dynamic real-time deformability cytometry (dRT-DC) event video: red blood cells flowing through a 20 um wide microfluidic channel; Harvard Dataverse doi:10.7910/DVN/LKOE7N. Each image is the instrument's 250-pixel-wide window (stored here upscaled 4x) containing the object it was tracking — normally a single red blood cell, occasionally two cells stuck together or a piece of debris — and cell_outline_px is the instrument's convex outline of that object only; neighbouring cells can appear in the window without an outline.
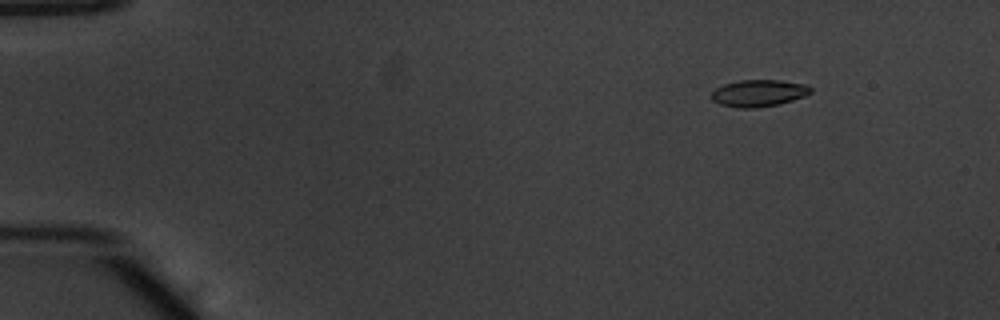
{"species": "common noctule bat (a hibernating species)", "species_latin": "Nyctalus noctula", "temperature_condition": "warm", "stored_images_in_passage": 51, "camera_frame_rate_fps": 3000, "um_per_image_px": 0.085, "animal": {"sex": "male", "body_mass_g": 20.1, "forearm_length_mm": 53.5}, "frame": {"image": 1, "passage_image": 4, "time_ms": 1.0, "image_size_px": [1000, 320], "cell_outline_px": [[812, 92], [804, 96], [792, 100], [776, 104], [756, 108], [736, 108], [720, 104], [712, 100], [712, 92], [716, 88], [724, 84], [740, 80], [776, 80], [808, 84], [812, 88]], "centroid_in_image_um": [64.49, 7.91], "position_along_channel_um": 20.5, "area_um2": 15.49}}
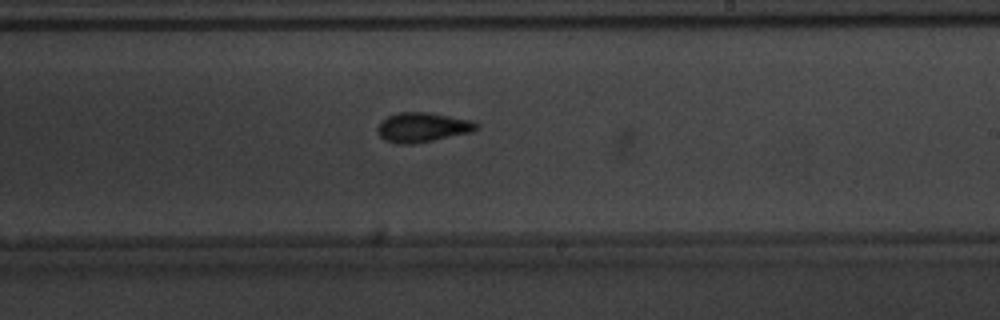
{"frame": {"image": 2, "passage_image": 30, "time_ms": 9.667, "image_size_px": [1000, 320], "cell_outline_px": [[480, 124], [472, 132], [412, 144], [396, 144], [384, 140], [376, 132], [376, 128], [380, 120], [388, 116], [400, 112], [428, 112], [476, 120]], "centroid_in_image_um": [35.9, 10.81], "position_along_channel_um": 253.1, "area_um2": 17.34}}
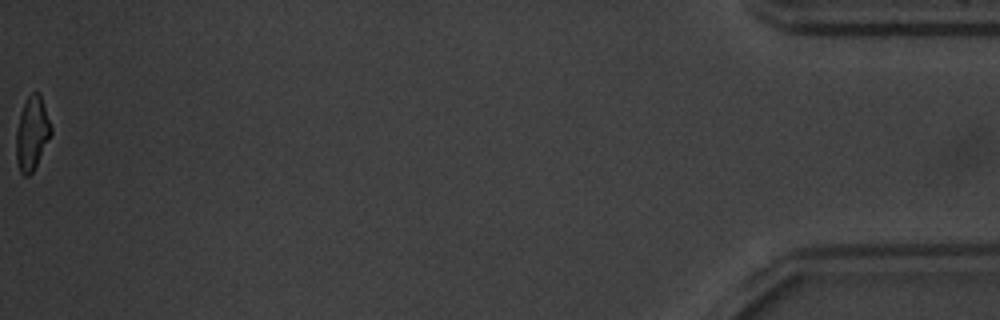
{"frame": {"image": 3, "passage_image": 51, "time_ms": 16.667, "image_size_px": [1000, 320], "cell_outline_px": [[52, 132], [32, 172], [28, 176], [24, 176], [20, 172], [16, 160], [16, 132], [20, 112], [28, 96], [32, 92], [40, 92], [52, 128]], "centroid_in_image_um": [2.71, 11.31], "position_along_channel_um": 432.5, "area_um2": 14.8}, "authors_computed_cell_mechanics": {"area_um2": 16.0106, "velocity_mm_per_s": 3.8579, "shape_relaxation_time_tau1_ms": 2.8309, "shape_relaxation_time_tau2_ms": 1.4296, "deformation_change_tau1": 0.1215, "deformation_change_tau2": 0.0671}}